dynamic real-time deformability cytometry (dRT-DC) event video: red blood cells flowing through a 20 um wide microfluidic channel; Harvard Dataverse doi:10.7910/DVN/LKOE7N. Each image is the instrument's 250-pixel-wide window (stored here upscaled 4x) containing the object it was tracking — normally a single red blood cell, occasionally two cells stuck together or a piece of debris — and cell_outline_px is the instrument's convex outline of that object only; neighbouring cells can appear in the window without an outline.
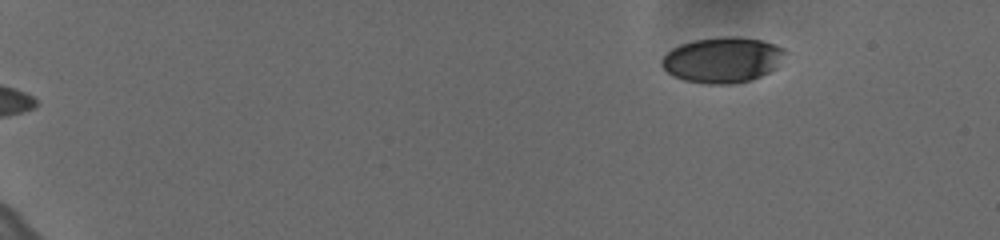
{"species": "human", "species_latin": "Homo sapiens", "temperature_condition": "cold", "stored_images_in_passage": 52, "camera_frame_rate_fps": 3000, "um_per_image_px": 0.085, "donor": {"sex": "female"}, "frame": {"image": 1, "passage_image": 1, "time_ms": 0.0, "image_size_px": [1000, 240], "cell_outline_px": [[788, 52], [776, 68], [752, 80], [736, 84], [704, 84], [684, 80], [668, 72], [660, 64], [660, 60], [672, 48], [680, 44], [696, 40], [720, 36], [740, 36], [760, 40], [784, 48]], "centroid_in_image_um": [61.43, 5.09], "position_along_channel_um": 23.6, "area_um2": 32.95}}
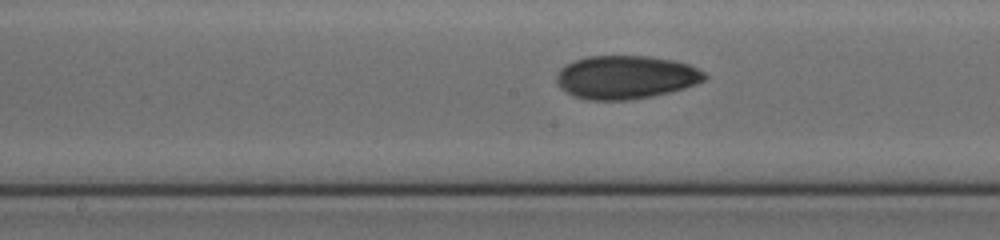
{"frame": {"image": 2, "passage_image": 27, "time_ms": 8.667, "image_size_px": [1000, 240], "cell_outline_px": [[708, 76], [704, 80], [696, 84], [684, 88], [652, 96], [628, 100], [588, 100], [572, 96], [560, 88], [556, 84], [556, 72], [564, 64], [588, 56], [648, 56], [676, 60], [688, 64], [704, 72]], "centroid_in_image_um": [53.15, 6.56], "position_along_channel_um": 195.0, "area_um2": 37.69}}
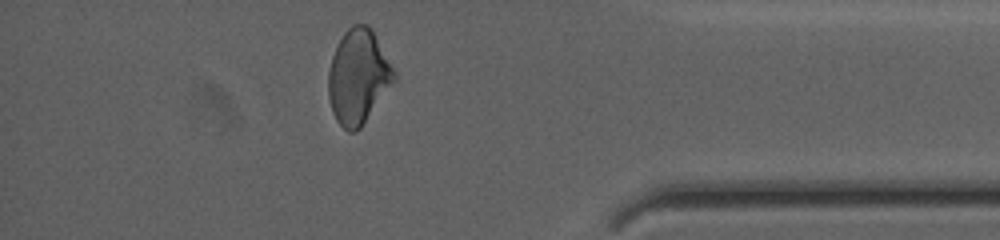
{"frame": {"image": 3, "passage_image": 46, "time_ms": 15.0, "image_size_px": [1000, 240], "cell_outline_px": [[396, 80], [360, 128], [356, 132], [348, 132], [336, 120], [332, 112], [328, 96], [328, 72], [332, 56], [344, 32], [352, 24], [368, 24], [372, 28], [396, 72]], "centroid_in_image_um": [30.46, 6.51], "position_along_channel_um": 404.7, "area_um2": 36.24}, "authors_computed_cell_mechanics": {"area_um2": 35.8071, "velocity_mm_per_s": 3.6345, "shape_relaxation_time_tau1_ms": 9.7148, "shape_relaxation_time_tau2_ms": 4.1625, "deformation_change_tau1": 0.182, "deformation_change_tau2": 0.09}}